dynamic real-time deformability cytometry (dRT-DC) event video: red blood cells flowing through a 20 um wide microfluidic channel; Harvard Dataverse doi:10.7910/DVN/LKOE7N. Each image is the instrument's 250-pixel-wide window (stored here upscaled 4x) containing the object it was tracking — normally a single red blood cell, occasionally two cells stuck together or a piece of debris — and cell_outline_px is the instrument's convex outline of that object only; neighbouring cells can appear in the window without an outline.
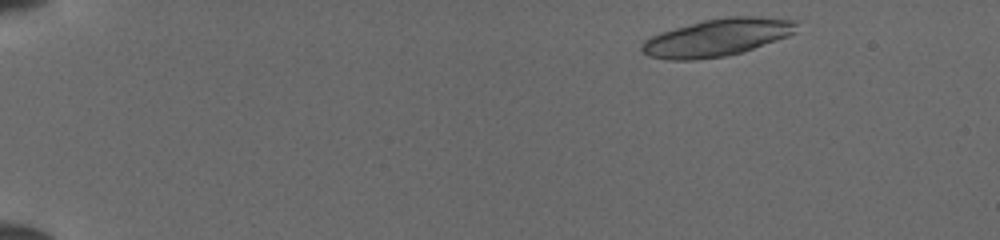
{"species": "common noctule bat (a hibernating species)", "species_latin": "Nyctalus noctula", "temperature_condition": "cold", "stored_images_in_passage": 17, "camera_frame_rate_fps": 3000, "um_per_image_px": 0.085, "animal": {"sex": "female", "body_mass_g": 19.5, "forearm_length_mm": 54.1}, "frame": {"image": 1, "passage_image": 3, "time_ms": 0.667, "image_size_px": [1000, 240], "cell_outline_px": [[796, 32], [788, 36], [740, 52], [724, 56], [692, 60], [668, 60], [648, 56], [640, 48], [640, 44], [644, 40], [660, 32], [704, 20], [728, 16], [760, 16], [796, 20]], "centroid_in_image_um": [60.94, 3.18], "position_along_channel_um": 24.1, "area_um2": 33.52}}